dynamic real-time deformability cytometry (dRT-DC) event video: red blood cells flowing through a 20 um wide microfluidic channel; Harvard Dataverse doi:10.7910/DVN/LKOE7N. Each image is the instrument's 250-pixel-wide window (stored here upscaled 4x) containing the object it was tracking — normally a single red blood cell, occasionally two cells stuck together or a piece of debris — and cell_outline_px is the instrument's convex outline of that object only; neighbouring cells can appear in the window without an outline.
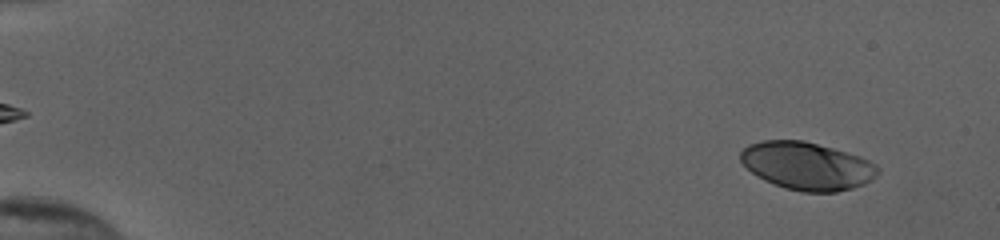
{"species": "human", "species_latin": "Homo sapiens", "temperature_condition": "cold", "stored_images_in_passage": 53, "camera_frame_rate_fps": 3000, "um_per_image_px": 0.085, "donor": {"sex": "female"}, "frame": {"image": 1, "passage_image": 4, "time_ms": 1.0, "image_size_px": [1000, 240], "cell_outline_px": [[880, 168], [876, 176], [864, 184], [852, 188], [836, 192], [804, 192], [784, 188], [764, 180], [756, 176], [740, 160], [740, 152], [748, 144], [760, 140], [804, 140], [860, 156], [876, 164]], "centroid_in_image_um": [68.59, 14.1], "position_along_channel_um": 16.4, "area_um2": 38.26}}
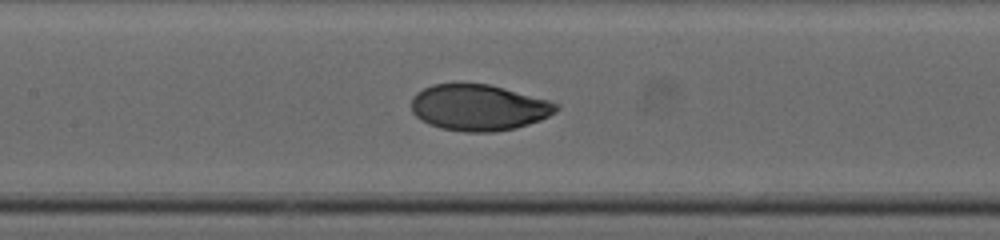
{"frame": {"image": 2, "passage_image": 27, "time_ms": 8.667, "image_size_px": [1000, 240], "cell_outline_px": [[560, 108], [556, 112], [540, 120], [516, 128], [492, 132], [464, 132], [440, 128], [428, 124], [420, 120], [412, 112], [412, 96], [416, 92], [432, 84], [488, 84], [504, 88], [548, 100], [560, 104]], "centroid_in_image_um": [40.68, 9.15], "position_along_channel_um": 166.7, "area_um2": 39.02}}
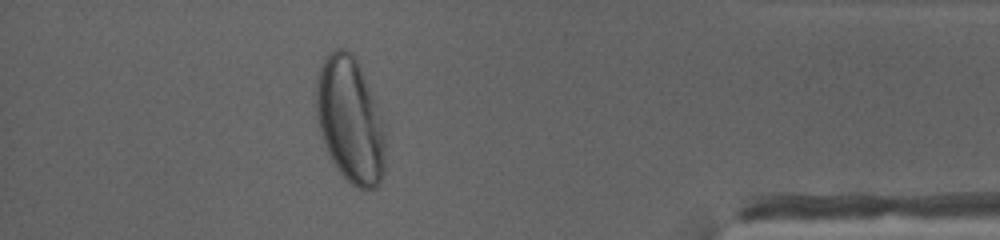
{"frame": {"image": 3, "passage_image": 48, "time_ms": 15.667, "image_size_px": [1000, 240], "cell_outline_px": [[384, 172], [380, 184], [376, 188], [356, 188], [336, 168], [328, 152], [320, 128], [316, 112], [316, 76], [320, 64], [324, 56], [328, 52], [336, 48], [348, 48], [352, 52], [360, 64], [376, 104], [384, 132]], "centroid_in_image_um": [29.74, 10.14], "position_along_channel_um": 405.5, "area_um2": 50.52}, "authors_computed_cell_mechanics": {"area_um2": 39.1884, "velocity_mm_per_s": 3.8722, "shape_relaxation_time_tau1_ms": 2.9812, "shape_relaxation_time_tau2_ms": null, "deformation_change_tau1": 0.1685, "deformation_change_tau2": null}}